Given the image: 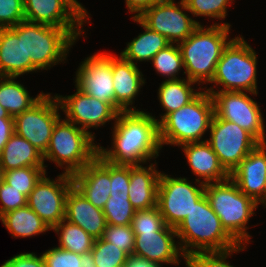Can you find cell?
Returning a JSON list of instances; mask_svg holds the SVG:
<instances>
[{
	"mask_svg": "<svg viewBox=\"0 0 266 267\" xmlns=\"http://www.w3.org/2000/svg\"><path fill=\"white\" fill-rule=\"evenodd\" d=\"M113 131V146H100L98 154L112 164L134 165L157 158L161 145L158 122L144 111L119 112Z\"/></svg>",
	"mask_w": 266,
	"mask_h": 267,
	"instance_id": "cell-1",
	"label": "cell"
},
{
	"mask_svg": "<svg viewBox=\"0 0 266 267\" xmlns=\"http://www.w3.org/2000/svg\"><path fill=\"white\" fill-rule=\"evenodd\" d=\"M176 234L186 259L198 252L225 251L239 245L222 226L205 195L176 228Z\"/></svg>",
	"mask_w": 266,
	"mask_h": 267,
	"instance_id": "cell-2",
	"label": "cell"
},
{
	"mask_svg": "<svg viewBox=\"0 0 266 267\" xmlns=\"http://www.w3.org/2000/svg\"><path fill=\"white\" fill-rule=\"evenodd\" d=\"M230 24L200 25L186 40L180 42L183 65L187 79L196 82H211L224 49L233 40L227 41Z\"/></svg>",
	"mask_w": 266,
	"mask_h": 267,
	"instance_id": "cell-3",
	"label": "cell"
},
{
	"mask_svg": "<svg viewBox=\"0 0 266 267\" xmlns=\"http://www.w3.org/2000/svg\"><path fill=\"white\" fill-rule=\"evenodd\" d=\"M214 116V103L207 91L200 93L187 105L169 113L159 124V141L164 144L181 146L200 140L210 129Z\"/></svg>",
	"mask_w": 266,
	"mask_h": 267,
	"instance_id": "cell-4",
	"label": "cell"
},
{
	"mask_svg": "<svg viewBox=\"0 0 266 267\" xmlns=\"http://www.w3.org/2000/svg\"><path fill=\"white\" fill-rule=\"evenodd\" d=\"M205 196L225 230L239 244L249 243L246 224L259 204L241 192L231 178L205 184Z\"/></svg>",
	"mask_w": 266,
	"mask_h": 267,
	"instance_id": "cell-5",
	"label": "cell"
},
{
	"mask_svg": "<svg viewBox=\"0 0 266 267\" xmlns=\"http://www.w3.org/2000/svg\"><path fill=\"white\" fill-rule=\"evenodd\" d=\"M94 135L66 119H59L43 160L53 161L62 168L65 164L64 173L73 175L97 157L99 146L94 143Z\"/></svg>",
	"mask_w": 266,
	"mask_h": 267,
	"instance_id": "cell-6",
	"label": "cell"
},
{
	"mask_svg": "<svg viewBox=\"0 0 266 267\" xmlns=\"http://www.w3.org/2000/svg\"><path fill=\"white\" fill-rule=\"evenodd\" d=\"M10 29L16 35H25L26 60H31L37 70L66 60L77 39L67 29L25 20Z\"/></svg>",
	"mask_w": 266,
	"mask_h": 267,
	"instance_id": "cell-7",
	"label": "cell"
},
{
	"mask_svg": "<svg viewBox=\"0 0 266 267\" xmlns=\"http://www.w3.org/2000/svg\"><path fill=\"white\" fill-rule=\"evenodd\" d=\"M243 37H236L224 49L211 83L221 85L219 91L249 92L257 95V57Z\"/></svg>",
	"mask_w": 266,
	"mask_h": 267,
	"instance_id": "cell-8",
	"label": "cell"
},
{
	"mask_svg": "<svg viewBox=\"0 0 266 267\" xmlns=\"http://www.w3.org/2000/svg\"><path fill=\"white\" fill-rule=\"evenodd\" d=\"M198 186L186 178H173L165 173L159 177L157 206L165 224L177 228L191 212L195 203L205 195V184L195 179Z\"/></svg>",
	"mask_w": 266,
	"mask_h": 267,
	"instance_id": "cell-9",
	"label": "cell"
},
{
	"mask_svg": "<svg viewBox=\"0 0 266 267\" xmlns=\"http://www.w3.org/2000/svg\"><path fill=\"white\" fill-rule=\"evenodd\" d=\"M212 96L214 114L232 121L249 132L259 143H266L264 120L258 104L245 92L206 89Z\"/></svg>",
	"mask_w": 266,
	"mask_h": 267,
	"instance_id": "cell-10",
	"label": "cell"
},
{
	"mask_svg": "<svg viewBox=\"0 0 266 267\" xmlns=\"http://www.w3.org/2000/svg\"><path fill=\"white\" fill-rule=\"evenodd\" d=\"M54 96L43 94L28 110L14 117V132L29 141L42 154L46 152L53 128L60 119L58 111L61 106L56 95Z\"/></svg>",
	"mask_w": 266,
	"mask_h": 267,
	"instance_id": "cell-11",
	"label": "cell"
},
{
	"mask_svg": "<svg viewBox=\"0 0 266 267\" xmlns=\"http://www.w3.org/2000/svg\"><path fill=\"white\" fill-rule=\"evenodd\" d=\"M210 133V139L206 141L229 174L259 144L249 132L239 125L220 119L215 114L211 121Z\"/></svg>",
	"mask_w": 266,
	"mask_h": 267,
	"instance_id": "cell-12",
	"label": "cell"
},
{
	"mask_svg": "<svg viewBox=\"0 0 266 267\" xmlns=\"http://www.w3.org/2000/svg\"><path fill=\"white\" fill-rule=\"evenodd\" d=\"M163 0L147 9L138 19L150 30L165 36L171 44L186 40L201 24L190 18L184 0ZM182 10H180V8Z\"/></svg>",
	"mask_w": 266,
	"mask_h": 267,
	"instance_id": "cell-13",
	"label": "cell"
},
{
	"mask_svg": "<svg viewBox=\"0 0 266 267\" xmlns=\"http://www.w3.org/2000/svg\"><path fill=\"white\" fill-rule=\"evenodd\" d=\"M23 2L25 21L67 29L76 38L83 32L79 30L87 20L88 12L77 0H23Z\"/></svg>",
	"mask_w": 266,
	"mask_h": 267,
	"instance_id": "cell-14",
	"label": "cell"
},
{
	"mask_svg": "<svg viewBox=\"0 0 266 267\" xmlns=\"http://www.w3.org/2000/svg\"><path fill=\"white\" fill-rule=\"evenodd\" d=\"M44 174L27 197V205L52 230L65 219L66 197L73 186L72 175L62 173L50 180Z\"/></svg>",
	"mask_w": 266,
	"mask_h": 267,
	"instance_id": "cell-15",
	"label": "cell"
},
{
	"mask_svg": "<svg viewBox=\"0 0 266 267\" xmlns=\"http://www.w3.org/2000/svg\"><path fill=\"white\" fill-rule=\"evenodd\" d=\"M76 89L109 103L117 111L113 88L111 54L101 53L87 57L76 73Z\"/></svg>",
	"mask_w": 266,
	"mask_h": 267,
	"instance_id": "cell-16",
	"label": "cell"
},
{
	"mask_svg": "<svg viewBox=\"0 0 266 267\" xmlns=\"http://www.w3.org/2000/svg\"><path fill=\"white\" fill-rule=\"evenodd\" d=\"M69 96H57L61 110L65 112L66 120L81 126L86 131L91 127L105 125L110 120H116L118 112L107 102L82 93L79 89Z\"/></svg>",
	"mask_w": 266,
	"mask_h": 267,
	"instance_id": "cell-17",
	"label": "cell"
},
{
	"mask_svg": "<svg viewBox=\"0 0 266 267\" xmlns=\"http://www.w3.org/2000/svg\"><path fill=\"white\" fill-rule=\"evenodd\" d=\"M239 190L266 206V143H259L231 172Z\"/></svg>",
	"mask_w": 266,
	"mask_h": 267,
	"instance_id": "cell-18",
	"label": "cell"
},
{
	"mask_svg": "<svg viewBox=\"0 0 266 267\" xmlns=\"http://www.w3.org/2000/svg\"><path fill=\"white\" fill-rule=\"evenodd\" d=\"M176 229L165 225L160 231L135 233V247L133 254L157 263L178 264L179 257H184L180 246L175 243ZM180 250V251H179Z\"/></svg>",
	"mask_w": 266,
	"mask_h": 267,
	"instance_id": "cell-19",
	"label": "cell"
},
{
	"mask_svg": "<svg viewBox=\"0 0 266 267\" xmlns=\"http://www.w3.org/2000/svg\"><path fill=\"white\" fill-rule=\"evenodd\" d=\"M73 186L96 208L104 209L110 197V163L99 154L85 165L79 172L72 175Z\"/></svg>",
	"mask_w": 266,
	"mask_h": 267,
	"instance_id": "cell-20",
	"label": "cell"
},
{
	"mask_svg": "<svg viewBox=\"0 0 266 267\" xmlns=\"http://www.w3.org/2000/svg\"><path fill=\"white\" fill-rule=\"evenodd\" d=\"M113 88L115 101L117 102V112L139 111L135 107L131 108L134 97L138 94L145 80L136 64L111 55Z\"/></svg>",
	"mask_w": 266,
	"mask_h": 267,
	"instance_id": "cell-21",
	"label": "cell"
},
{
	"mask_svg": "<svg viewBox=\"0 0 266 267\" xmlns=\"http://www.w3.org/2000/svg\"><path fill=\"white\" fill-rule=\"evenodd\" d=\"M65 220L80 226L94 239L101 238L107 226L103 210L96 208L74 186L66 197Z\"/></svg>",
	"mask_w": 266,
	"mask_h": 267,
	"instance_id": "cell-22",
	"label": "cell"
},
{
	"mask_svg": "<svg viewBox=\"0 0 266 267\" xmlns=\"http://www.w3.org/2000/svg\"><path fill=\"white\" fill-rule=\"evenodd\" d=\"M37 71L26 60L25 35H16L10 28H0V76L19 77Z\"/></svg>",
	"mask_w": 266,
	"mask_h": 267,
	"instance_id": "cell-23",
	"label": "cell"
},
{
	"mask_svg": "<svg viewBox=\"0 0 266 267\" xmlns=\"http://www.w3.org/2000/svg\"><path fill=\"white\" fill-rule=\"evenodd\" d=\"M192 172L204 179V184L222 182L230 178V174L221 165L217 154L205 140L181 145Z\"/></svg>",
	"mask_w": 266,
	"mask_h": 267,
	"instance_id": "cell-24",
	"label": "cell"
},
{
	"mask_svg": "<svg viewBox=\"0 0 266 267\" xmlns=\"http://www.w3.org/2000/svg\"><path fill=\"white\" fill-rule=\"evenodd\" d=\"M154 163L149 167L130 165L129 201L135 210H147L157 206L159 177Z\"/></svg>",
	"mask_w": 266,
	"mask_h": 267,
	"instance_id": "cell-25",
	"label": "cell"
},
{
	"mask_svg": "<svg viewBox=\"0 0 266 267\" xmlns=\"http://www.w3.org/2000/svg\"><path fill=\"white\" fill-rule=\"evenodd\" d=\"M0 166L3 172L23 167H47L43 154L15 132L0 152Z\"/></svg>",
	"mask_w": 266,
	"mask_h": 267,
	"instance_id": "cell-26",
	"label": "cell"
},
{
	"mask_svg": "<svg viewBox=\"0 0 266 267\" xmlns=\"http://www.w3.org/2000/svg\"><path fill=\"white\" fill-rule=\"evenodd\" d=\"M132 19L138 22L145 29V32L129 42L120 55L132 64H136L134 61H152L153 57L160 50L166 48L171 43L165 36L150 30L138 18Z\"/></svg>",
	"mask_w": 266,
	"mask_h": 267,
	"instance_id": "cell-27",
	"label": "cell"
},
{
	"mask_svg": "<svg viewBox=\"0 0 266 267\" xmlns=\"http://www.w3.org/2000/svg\"><path fill=\"white\" fill-rule=\"evenodd\" d=\"M0 219L14 237L26 238L51 230L28 205L7 212Z\"/></svg>",
	"mask_w": 266,
	"mask_h": 267,
	"instance_id": "cell-28",
	"label": "cell"
},
{
	"mask_svg": "<svg viewBox=\"0 0 266 267\" xmlns=\"http://www.w3.org/2000/svg\"><path fill=\"white\" fill-rule=\"evenodd\" d=\"M196 84L189 79H176L165 80L162 82L158 89V99L161 106L165 109L166 113L161 115V119H157L158 124L169 114L179 108L187 105L192 101L200 92L194 91L191 87Z\"/></svg>",
	"mask_w": 266,
	"mask_h": 267,
	"instance_id": "cell-29",
	"label": "cell"
},
{
	"mask_svg": "<svg viewBox=\"0 0 266 267\" xmlns=\"http://www.w3.org/2000/svg\"><path fill=\"white\" fill-rule=\"evenodd\" d=\"M14 80L15 77L0 76V104L13 118L28 110L44 94L32 98L24 86Z\"/></svg>",
	"mask_w": 266,
	"mask_h": 267,
	"instance_id": "cell-30",
	"label": "cell"
},
{
	"mask_svg": "<svg viewBox=\"0 0 266 267\" xmlns=\"http://www.w3.org/2000/svg\"><path fill=\"white\" fill-rule=\"evenodd\" d=\"M52 230L60 234L58 247L62 249L79 255L93 249L95 239L78 225L63 219Z\"/></svg>",
	"mask_w": 266,
	"mask_h": 267,
	"instance_id": "cell-31",
	"label": "cell"
},
{
	"mask_svg": "<svg viewBox=\"0 0 266 267\" xmlns=\"http://www.w3.org/2000/svg\"><path fill=\"white\" fill-rule=\"evenodd\" d=\"M44 174H46L45 167L11 169L4 172L3 181L28 197Z\"/></svg>",
	"mask_w": 266,
	"mask_h": 267,
	"instance_id": "cell-32",
	"label": "cell"
},
{
	"mask_svg": "<svg viewBox=\"0 0 266 267\" xmlns=\"http://www.w3.org/2000/svg\"><path fill=\"white\" fill-rule=\"evenodd\" d=\"M156 72L168 76L167 80L180 79L176 77L181 68H184L183 59L179 45L170 44L160 50L152 59Z\"/></svg>",
	"mask_w": 266,
	"mask_h": 267,
	"instance_id": "cell-33",
	"label": "cell"
},
{
	"mask_svg": "<svg viewBox=\"0 0 266 267\" xmlns=\"http://www.w3.org/2000/svg\"><path fill=\"white\" fill-rule=\"evenodd\" d=\"M92 251L96 267H125L128 254L102 238L95 239Z\"/></svg>",
	"mask_w": 266,
	"mask_h": 267,
	"instance_id": "cell-34",
	"label": "cell"
},
{
	"mask_svg": "<svg viewBox=\"0 0 266 267\" xmlns=\"http://www.w3.org/2000/svg\"><path fill=\"white\" fill-rule=\"evenodd\" d=\"M135 211L128 196H110L103 209L110 225H131Z\"/></svg>",
	"mask_w": 266,
	"mask_h": 267,
	"instance_id": "cell-35",
	"label": "cell"
},
{
	"mask_svg": "<svg viewBox=\"0 0 266 267\" xmlns=\"http://www.w3.org/2000/svg\"><path fill=\"white\" fill-rule=\"evenodd\" d=\"M244 244H239L238 246L225 250V251H211V252H198L191 255L188 259L186 267H234L229 264L226 259L233 252H239L244 250ZM226 261V262H225Z\"/></svg>",
	"mask_w": 266,
	"mask_h": 267,
	"instance_id": "cell-36",
	"label": "cell"
},
{
	"mask_svg": "<svg viewBox=\"0 0 266 267\" xmlns=\"http://www.w3.org/2000/svg\"><path fill=\"white\" fill-rule=\"evenodd\" d=\"M165 225L158 206L147 210H136L131 222L134 233L157 232Z\"/></svg>",
	"mask_w": 266,
	"mask_h": 267,
	"instance_id": "cell-37",
	"label": "cell"
},
{
	"mask_svg": "<svg viewBox=\"0 0 266 267\" xmlns=\"http://www.w3.org/2000/svg\"><path fill=\"white\" fill-rule=\"evenodd\" d=\"M104 241L115 244L116 247L125 251L128 255L133 254L135 247V233L131 225L107 224L101 237Z\"/></svg>",
	"mask_w": 266,
	"mask_h": 267,
	"instance_id": "cell-38",
	"label": "cell"
},
{
	"mask_svg": "<svg viewBox=\"0 0 266 267\" xmlns=\"http://www.w3.org/2000/svg\"><path fill=\"white\" fill-rule=\"evenodd\" d=\"M232 0H184L187 9L192 15L224 19L227 5Z\"/></svg>",
	"mask_w": 266,
	"mask_h": 267,
	"instance_id": "cell-39",
	"label": "cell"
},
{
	"mask_svg": "<svg viewBox=\"0 0 266 267\" xmlns=\"http://www.w3.org/2000/svg\"><path fill=\"white\" fill-rule=\"evenodd\" d=\"M46 267H82L81 255L55 247L42 254Z\"/></svg>",
	"mask_w": 266,
	"mask_h": 267,
	"instance_id": "cell-40",
	"label": "cell"
},
{
	"mask_svg": "<svg viewBox=\"0 0 266 267\" xmlns=\"http://www.w3.org/2000/svg\"><path fill=\"white\" fill-rule=\"evenodd\" d=\"M24 20L23 0H0V28H11Z\"/></svg>",
	"mask_w": 266,
	"mask_h": 267,
	"instance_id": "cell-41",
	"label": "cell"
},
{
	"mask_svg": "<svg viewBox=\"0 0 266 267\" xmlns=\"http://www.w3.org/2000/svg\"><path fill=\"white\" fill-rule=\"evenodd\" d=\"M110 196H128L130 165L110 163Z\"/></svg>",
	"mask_w": 266,
	"mask_h": 267,
	"instance_id": "cell-42",
	"label": "cell"
},
{
	"mask_svg": "<svg viewBox=\"0 0 266 267\" xmlns=\"http://www.w3.org/2000/svg\"><path fill=\"white\" fill-rule=\"evenodd\" d=\"M0 217L12 210L27 205V196L4 181L0 185Z\"/></svg>",
	"mask_w": 266,
	"mask_h": 267,
	"instance_id": "cell-43",
	"label": "cell"
},
{
	"mask_svg": "<svg viewBox=\"0 0 266 267\" xmlns=\"http://www.w3.org/2000/svg\"><path fill=\"white\" fill-rule=\"evenodd\" d=\"M0 267H46L44 259L35 253H21L8 259Z\"/></svg>",
	"mask_w": 266,
	"mask_h": 267,
	"instance_id": "cell-44",
	"label": "cell"
},
{
	"mask_svg": "<svg viewBox=\"0 0 266 267\" xmlns=\"http://www.w3.org/2000/svg\"><path fill=\"white\" fill-rule=\"evenodd\" d=\"M14 133V118L3 117L0 118V152L3 150L5 144Z\"/></svg>",
	"mask_w": 266,
	"mask_h": 267,
	"instance_id": "cell-45",
	"label": "cell"
},
{
	"mask_svg": "<svg viewBox=\"0 0 266 267\" xmlns=\"http://www.w3.org/2000/svg\"><path fill=\"white\" fill-rule=\"evenodd\" d=\"M163 0H126V6L131 13L137 12L132 18H139L147 9Z\"/></svg>",
	"mask_w": 266,
	"mask_h": 267,
	"instance_id": "cell-46",
	"label": "cell"
},
{
	"mask_svg": "<svg viewBox=\"0 0 266 267\" xmlns=\"http://www.w3.org/2000/svg\"><path fill=\"white\" fill-rule=\"evenodd\" d=\"M125 267H161L157 263L149 261L143 257L131 254L128 256V260Z\"/></svg>",
	"mask_w": 266,
	"mask_h": 267,
	"instance_id": "cell-47",
	"label": "cell"
},
{
	"mask_svg": "<svg viewBox=\"0 0 266 267\" xmlns=\"http://www.w3.org/2000/svg\"><path fill=\"white\" fill-rule=\"evenodd\" d=\"M82 267H96L92 255V251L81 255Z\"/></svg>",
	"mask_w": 266,
	"mask_h": 267,
	"instance_id": "cell-48",
	"label": "cell"
},
{
	"mask_svg": "<svg viewBox=\"0 0 266 267\" xmlns=\"http://www.w3.org/2000/svg\"><path fill=\"white\" fill-rule=\"evenodd\" d=\"M3 117H11V116L4 109V107L0 104V118H3Z\"/></svg>",
	"mask_w": 266,
	"mask_h": 267,
	"instance_id": "cell-49",
	"label": "cell"
},
{
	"mask_svg": "<svg viewBox=\"0 0 266 267\" xmlns=\"http://www.w3.org/2000/svg\"><path fill=\"white\" fill-rule=\"evenodd\" d=\"M3 175H4V172H3V169L0 166V185H1V182L3 181Z\"/></svg>",
	"mask_w": 266,
	"mask_h": 267,
	"instance_id": "cell-50",
	"label": "cell"
}]
</instances>
